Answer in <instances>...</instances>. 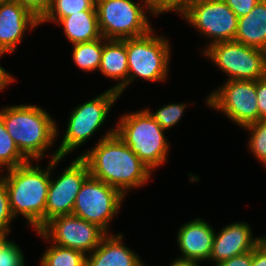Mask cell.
I'll list each match as a JSON object with an SVG mask.
<instances>
[{
  "label": "cell",
  "mask_w": 266,
  "mask_h": 266,
  "mask_svg": "<svg viewBox=\"0 0 266 266\" xmlns=\"http://www.w3.org/2000/svg\"><path fill=\"white\" fill-rule=\"evenodd\" d=\"M250 225L236 222L225 226L213 239L210 260L219 264L234 256L254 250L257 246V237H252Z\"/></svg>",
  "instance_id": "9a60e30c"
},
{
  "label": "cell",
  "mask_w": 266,
  "mask_h": 266,
  "mask_svg": "<svg viewBox=\"0 0 266 266\" xmlns=\"http://www.w3.org/2000/svg\"><path fill=\"white\" fill-rule=\"evenodd\" d=\"M4 55L3 53H0V57ZM15 79L13 76H11L6 70L0 66V91L7 87L10 82L14 81Z\"/></svg>",
  "instance_id": "e575fe53"
},
{
  "label": "cell",
  "mask_w": 266,
  "mask_h": 266,
  "mask_svg": "<svg viewBox=\"0 0 266 266\" xmlns=\"http://www.w3.org/2000/svg\"><path fill=\"white\" fill-rule=\"evenodd\" d=\"M250 130L249 149L266 167V120H259L245 127Z\"/></svg>",
  "instance_id": "d4e9b609"
},
{
  "label": "cell",
  "mask_w": 266,
  "mask_h": 266,
  "mask_svg": "<svg viewBox=\"0 0 266 266\" xmlns=\"http://www.w3.org/2000/svg\"><path fill=\"white\" fill-rule=\"evenodd\" d=\"M63 158H51L46 170H42L38 165L33 166L31 161H28L21 166L7 169L6 175L0 176L8 190L13 216L23 215L28 225L31 224L36 231L45 224L51 169L53 170V167Z\"/></svg>",
  "instance_id": "7a4b0ae2"
},
{
  "label": "cell",
  "mask_w": 266,
  "mask_h": 266,
  "mask_svg": "<svg viewBox=\"0 0 266 266\" xmlns=\"http://www.w3.org/2000/svg\"><path fill=\"white\" fill-rule=\"evenodd\" d=\"M124 197L118 189L89 176L77 194L72 215L99 226L108 234L107 227L120 210Z\"/></svg>",
  "instance_id": "9c48e42d"
},
{
  "label": "cell",
  "mask_w": 266,
  "mask_h": 266,
  "mask_svg": "<svg viewBox=\"0 0 266 266\" xmlns=\"http://www.w3.org/2000/svg\"><path fill=\"white\" fill-rule=\"evenodd\" d=\"M182 16L201 35L212 38L209 45L235 39L238 17L223 0H190Z\"/></svg>",
  "instance_id": "30bf717a"
},
{
  "label": "cell",
  "mask_w": 266,
  "mask_h": 266,
  "mask_svg": "<svg viewBox=\"0 0 266 266\" xmlns=\"http://www.w3.org/2000/svg\"><path fill=\"white\" fill-rule=\"evenodd\" d=\"M68 41L73 45L102 37L96 11H80L59 19Z\"/></svg>",
  "instance_id": "ffe728a7"
},
{
  "label": "cell",
  "mask_w": 266,
  "mask_h": 266,
  "mask_svg": "<svg viewBox=\"0 0 266 266\" xmlns=\"http://www.w3.org/2000/svg\"><path fill=\"white\" fill-rule=\"evenodd\" d=\"M98 142L79 155L87 163L90 176L118 189L124 196L126 190L146 184L152 171L118 136L116 128L108 130Z\"/></svg>",
  "instance_id": "6da1fadb"
},
{
  "label": "cell",
  "mask_w": 266,
  "mask_h": 266,
  "mask_svg": "<svg viewBox=\"0 0 266 266\" xmlns=\"http://www.w3.org/2000/svg\"><path fill=\"white\" fill-rule=\"evenodd\" d=\"M186 104H168L159 108L155 113L146 109L150 115L160 124L161 128L168 130L176 125L184 114Z\"/></svg>",
  "instance_id": "484cf974"
},
{
  "label": "cell",
  "mask_w": 266,
  "mask_h": 266,
  "mask_svg": "<svg viewBox=\"0 0 266 266\" xmlns=\"http://www.w3.org/2000/svg\"><path fill=\"white\" fill-rule=\"evenodd\" d=\"M103 37L73 45V61L76 66L86 72L99 70L103 51Z\"/></svg>",
  "instance_id": "44dd1931"
},
{
  "label": "cell",
  "mask_w": 266,
  "mask_h": 266,
  "mask_svg": "<svg viewBox=\"0 0 266 266\" xmlns=\"http://www.w3.org/2000/svg\"><path fill=\"white\" fill-rule=\"evenodd\" d=\"M123 236L107 234L86 256V266H144L142 260L122 243Z\"/></svg>",
  "instance_id": "e0dca14e"
},
{
  "label": "cell",
  "mask_w": 266,
  "mask_h": 266,
  "mask_svg": "<svg viewBox=\"0 0 266 266\" xmlns=\"http://www.w3.org/2000/svg\"><path fill=\"white\" fill-rule=\"evenodd\" d=\"M146 9L153 13L152 15H160L161 13L175 11L180 15L186 9L190 0H142Z\"/></svg>",
  "instance_id": "4316f807"
},
{
  "label": "cell",
  "mask_w": 266,
  "mask_h": 266,
  "mask_svg": "<svg viewBox=\"0 0 266 266\" xmlns=\"http://www.w3.org/2000/svg\"><path fill=\"white\" fill-rule=\"evenodd\" d=\"M234 40L266 51V0H259L247 15L238 18Z\"/></svg>",
  "instance_id": "d6986e66"
},
{
  "label": "cell",
  "mask_w": 266,
  "mask_h": 266,
  "mask_svg": "<svg viewBox=\"0 0 266 266\" xmlns=\"http://www.w3.org/2000/svg\"><path fill=\"white\" fill-rule=\"evenodd\" d=\"M14 219L10 208L9 194L5 182L0 178V233H9L11 220Z\"/></svg>",
  "instance_id": "83f0119b"
},
{
  "label": "cell",
  "mask_w": 266,
  "mask_h": 266,
  "mask_svg": "<svg viewBox=\"0 0 266 266\" xmlns=\"http://www.w3.org/2000/svg\"><path fill=\"white\" fill-rule=\"evenodd\" d=\"M259 120H266V77L256 81Z\"/></svg>",
  "instance_id": "1f68e13d"
},
{
  "label": "cell",
  "mask_w": 266,
  "mask_h": 266,
  "mask_svg": "<svg viewBox=\"0 0 266 266\" xmlns=\"http://www.w3.org/2000/svg\"><path fill=\"white\" fill-rule=\"evenodd\" d=\"M251 266H266V253L258 246L252 250V264Z\"/></svg>",
  "instance_id": "836d02e7"
},
{
  "label": "cell",
  "mask_w": 266,
  "mask_h": 266,
  "mask_svg": "<svg viewBox=\"0 0 266 266\" xmlns=\"http://www.w3.org/2000/svg\"><path fill=\"white\" fill-rule=\"evenodd\" d=\"M256 81L227 80L207 98V104L222 111L242 128L259 121Z\"/></svg>",
  "instance_id": "8fae6325"
},
{
  "label": "cell",
  "mask_w": 266,
  "mask_h": 266,
  "mask_svg": "<svg viewBox=\"0 0 266 266\" xmlns=\"http://www.w3.org/2000/svg\"><path fill=\"white\" fill-rule=\"evenodd\" d=\"M80 11H96L95 0H52L49 11L40 23L57 22L63 17Z\"/></svg>",
  "instance_id": "603a6c76"
},
{
  "label": "cell",
  "mask_w": 266,
  "mask_h": 266,
  "mask_svg": "<svg viewBox=\"0 0 266 266\" xmlns=\"http://www.w3.org/2000/svg\"><path fill=\"white\" fill-rule=\"evenodd\" d=\"M257 246L266 253V237H257Z\"/></svg>",
  "instance_id": "8d00e7d4"
},
{
  "label": "cell",
  "mask_w": 266,
  "mask_h": 266,
  "mask_svg": "<svg viewBox=\"0 0 266 266\" xmlns=\"http://www.w3.org/2000/svg\"><path fill=\"white\" fill-rule=\"evenodd\" d=\"M37 233L55 245L79 250L85 255L91 253L107 235L99 226L72 214L51 218Z\"/></svg>",
  "instance_id": "7c38bea8"
},
{
  "label": "cell",
  "mask_w": 266,
  "mask_h": 266,
  "mask_svg": "<svg viewBox=\"0 0 266 266\" xmlns=\"http://www.w3.org/2000/svg\"><path fill=\"white\" fill-rule=\"evenodd\" d=\"M0 117L28 161L44 158L46 149L54 144L58 134L55 120L37 105L8 106L0 110Z\"/></svg>",
  "instance_id": "3957f363"
},
{
  "label": "cell",
  "mask_w": 266,
  "mask_h": 266,
  "mask_svg": "<svg viewBox=\"0 0 266 266\" xmlns=\"http://www.w3.org/2000/svg\"><path fill=\"white\" fill-rule=\"evenodd\" d=\"M27 162L28 160L17 148L5 127L3 119L0 117V168L11 169Z\"/></svg>",
  "instance_id": "cb8c5ba5"
},
{
  "label": "cell",
  "mask_w": 266,
  "mask_h": 266,
  "mask_svg": "<svg viewBox=\"0 0 266 266\" xmlns=\"http://www.w3.org/2000/svg\"><path fill=\"white\" fill-rule=\"evenodd\" d=\"M204 56L228 74V80L257 81L266 77V51L235 40L207 45Z\"/></svg>",
  "instance_id": "52a82bcc"
},
{
  "label": "cell",
  "mask_w": 266,
  "mask_h": 266,
  "mask_svg": "<svg viewBox=\"0 0 266 266\" xmlns=\"http://www.w3.org/2000/svg\"><path fill=\"white\" fill-rule=\"evenodd\" d=\"M177 235L179 249L182 253L180 259L198 262L209 260L215 235L209 223L200 218L194 219L182 225Z\"/></svg>",
  "instance_id": "2e32d148"
},
{
  "label": "cell",
  "mask_w": 266,
  "mask_h": 266,
  "mask_svg": "<svg viewBox=\"0 0 266 266\" xmlns=\"http://www.w3.org/2000/svg\"><path fill=\"white\" fill-rule=\"evenodd\" d=\"M198 261L180 259L179 257L175 259L170 266H198Z\"/></svg>",
  "instance_id": "d590c367"
},
{
  "label": "cell",
  "mask_w": 266,
  "mask_h": 266,
  "mask_svg": "<svg viewBox=\"0 0 266 266\" xmlns=\"http://www.w3.org/2000/svg\"><path fill=\"white\" fill-rule=\"evenodd\" d=\"M40 20L16 1L0 3V53L15 51L27 28L34 29Z\"/></svg>",
  "instance_id": "5bb4252c"
},
{
  "label": "cell",
  "mask_w": 266,
  "mask_h": 266,
  "mask_svg": "<svg viewBox=\"0 0 266 266\" xmlns=\"http://www.w3.org/2000/svg\"><path fill=\"white\" fill-rule=\"evenodd\" d=\"M7 235H8V233H0V251H1L2 247L9 241L6 238Z\"/></svg>",
  "instance_id": "74e56055"
},
{
  "label": "cell",
  "mask_w": 266,
  "mask_h": 266,
  "mask_svg": "<svg viewBox=\"0 0 266 266\" xmlns=\"http://www.w3.org/2000/svg\"><path fill=\"white\" fill-rule=\"evenodd\" d=\"M99 70L108 78L118 80L119 82L110 89L120 95L123 94V90L128 85L127 39L107 40L103 37V51Z\"/></svg>",
  "instance_id": "ac0fdd59"
},
{
  "label": "cell",
  "mask_w": 266,
  "mask_h": 266,
  "mask_svg": "<svg viewBox=\"0 0 266 266\" xmlns=\"http://www.w3.org/2000/svg\"><path fill=\"white\" fill-rule=\"evenodd\" d=\"M119 96L118 92L108 89L100 96L75 107L69 117L63 140L51 158L65 157L76 147L84 144L101 127Z\"/></svg>",
  "instance_id": "ba28073f"
},
{
  "label": "cell",
  "mask_w": 266,
  "mask_h": 266,
  "mask_svg": "<svg viewBox=\"0 0 266 266\" xmlns=\"http://www.w3.org/2000/svg\"><path fill=\"white\" fill-rule=\"evenodd\" d=\"M236 14L242 17L247 15L259 0H223Z\"/></svg>",
  "instance_id": "4dcf8cb0"
},
{
  "label": "cell",
  "mask_w": 266,
  "mask_h": 266,
  "mask_svg": "<svg viewBox=\"0 0 266 266\" xmlns=\"http://www.w3.org/2000/svg\"><path fill=\"white\" fill-rule=\"evenodd\" d=\"M115 128L118 136L151 171L166 161L169 142L165 130L146 109L125 114Z\"/></svg>",
  "instance_id": "277c9868"
},
{
  "label": "cell",
  "mask_w": 266,
  "mask_h": 266,
  "mask_svg": "<svg viewBox=\"0 0 266 266\" xmlns=\"http://www.w3.org/2000/svg\"><path fill=\"white\" fill-rule=\"evenodd\" d=\"M8 1H12V0H0V3H2V2H8Z\"/></svg>",
  "instance_id": "f35d334b"
},
{
  "label": "cell",
  "mask_w": 266,
  "mask_h": 266,
  "mask_svg": "<svg viewBox=\"0 0 266 266\" xmlns=\"http://www.w3.org/2000/svg\"><path fill=\"white\" fill-rule=\"evenodd\" d=\"M132 0H95L99 28L107 40H124L153 29L144 7Z\"/></svg>",
  "instance_id": "8992f818"
},
{
  "label": "cell",
  "mask_w": 266,
  "mask_h": 266,
  "mask_svg": "<svg viewBox=\"0 0 266 266\" xmlns=\"http://www.w3.org/2000/svg\"><path fill=\"white\" fill-rule=\"evenodd\" d=\"M0 266H25L21 249L11 240L0 251Z\"/></svg>",
  "instance_id": "f1b7e54d"
},
{
  "label": "cell",
  "mask_w": 266,
  "mask_h": 266,
  "mask_svg": "<svg viewBox=\"0 0 266 266\" xmlns=\"http://www.w3.org/2000/svg\"><path fill=\"white\" fill-rule=\"evenodd\" d=\"M90 176L87 163L78 156L56 180H51L45 208V223L60 215H71L77 194Z\"/></svg>",
  "instance_id": "4fadbf2b"
},
{
  "label": "cell",
  "mask_w": 266,
  "mask_h": 266,
  "mask_svg": "<svg viewBox=\"0 0 266 266\" xmlns=\"http://www.w3.org/2000/svg\"><path fill=\"white\" fill-rule=\"evenodd\" d=\"M18 2L21 6L27 9L40 21L49 11L52 0H13Z\"/></svg>",
  "instance_id": "f546056e"
},
{
  "label": "cell",
  "mask_w": 266,
  "mask_h": 266,
  "mask_svg": "<svg viewBox=\"0 0 266 266\" xmlns=\"http://www.w3.org/2000/svg\"><path fill=\"white\" fill-rule=\"evenodd\" d=\"M252 264V251L234 256L226 261H223L215 266H251Z\"/></svg>",
  "instance_id": "d6a6232c"
},
{
  "label": "cell",
  "mask_w": 266,
  "mask_h": 266,
  "mask_svg": "<svg viewBox=\"0 0 266 266\" xmlns=\"http://www.w3.org/2000/svg\"><path fill=\"white\" fill-rule=\"evenodd\" d=\"M152 33L153 29L145 35L127 39L128 85L138 77L159 82L168 76L170 43L162 35Z\"/></svg>",
  "instance_id": "5b68a950"
},
{
  "label": "cell",
  "mask_w": 266,
  "mask_h": 266,
  "mask_svg": "<svg viewBox=\"0 0 266 266\" xmlns=\"http://www.w3.org/2000/svg\"><path fill=\"white\" fill-rule=\"evenodd\" d=\"M40 266H86V255L79 250L52 243L44 252Z\"/></svg>",
  "instance_id": "7402d4cb"
}]
</instances>
